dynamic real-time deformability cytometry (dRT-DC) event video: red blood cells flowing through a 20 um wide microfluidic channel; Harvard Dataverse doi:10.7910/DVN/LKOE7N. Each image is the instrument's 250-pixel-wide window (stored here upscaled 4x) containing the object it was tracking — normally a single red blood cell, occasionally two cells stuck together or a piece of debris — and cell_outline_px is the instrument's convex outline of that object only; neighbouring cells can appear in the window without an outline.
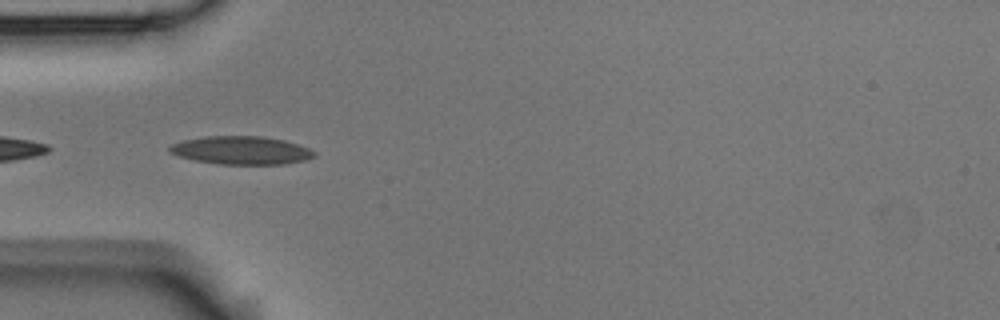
{"species": "Egyptian fruit bat (a non-hibernating species)", "species_latin": "Rousettus aegyptiacus", "temperature_condition": "room temperature", "stored_images_in_passage": 5, "camera_frame_rate_fps": 3000, "um_per_image_px": 0.085, "animal": {"sex": "male"}, "frame": {"image": 1, "passage_image": 4, "time_ms": 1.0, "image_size_px": [1000, 320], "cell_outline_px": [[316, 156], [304, 160], [284, 164], [220, 164], [196, 160], [180, 156], [168, 152], [168, 148], [172, 144], [184, 140], [204, 136], [264, 136], [284, 140], [308, 148], [316, 152]], "centroid_in_image_um": [20.51, 12.77], "position_along_channel_um": 64.5, "area_um2": 23.64}}
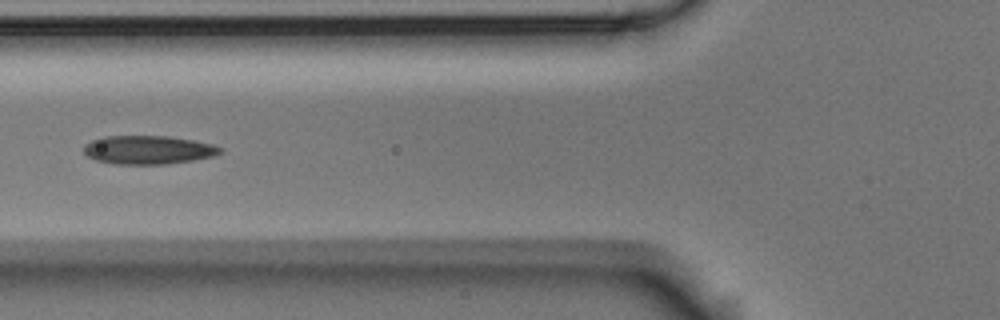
{"frame": {"image": 2, "passage_image": 5, "time_ms": 1.333, "image_size_px": [1000, 320], "cell_outline_px": [[224, 152], [212, 156], [192, 160], [164, 164], [112, 164], [96, 160], [88, 156], [84, 152], [84, 144], [92, 140], [104, 136], [168, 136], [192, 140], [212, 144], [224, 148]], "centroid_in_image_um": [12.6, 12.73], "position_along_channel_um": 113.2, "area_um2": 22.72}}